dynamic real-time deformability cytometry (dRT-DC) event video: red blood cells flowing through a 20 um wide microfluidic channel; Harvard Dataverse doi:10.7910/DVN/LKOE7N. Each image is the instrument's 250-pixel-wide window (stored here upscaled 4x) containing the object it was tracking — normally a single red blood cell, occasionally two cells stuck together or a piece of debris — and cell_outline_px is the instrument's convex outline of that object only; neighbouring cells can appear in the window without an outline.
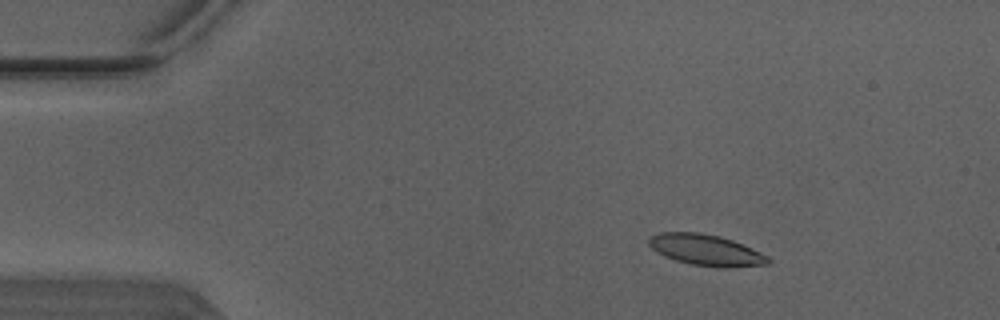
{"species": "Egyptian fruit bat (a non-hibernating species)", "species_latin": "Rousettus aegyptiacus", "temperature_condition": "warm", "stored_images_in_passage": 4, "camera_frame_rate_fps": 3000, "um_per_image_px": 0.085, "animal": {"sex": "male"}, "frame": {"image": 1, "passage_image": 2, "time_ms": 0.333, "image_size_px": [1000, 320], "cell_outline_px": [[772, 260], [768, 264], [728, 268], [720, 268], [692, 264], [676, 260], [664, 256], [656, 252], [648, 244], [648, 236], [660, 232], [700, 232], [720, 236], [732, 240], [752, 248], [768, 256]], "centroid_in_image_um": [60.0, 21.25], "position_along_channel_um": 25.0, "area_um2": 21.79}}
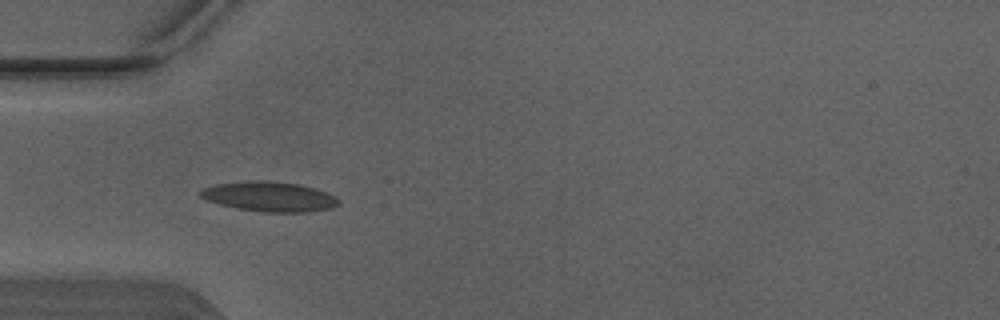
{"frame": {"image": 2, "passage_image": 4, "time_ms": 1.0, "image_size_px": [1000, 320], "cell_outline_px": [[340, 204], [332, 208], [304, 212], [264, 212], [236, 208], [220, 204], [208, 200], [200, 196], [200, 192], [204, 188], [216, 184], [252, 180], [264, 180], [300, 184], [316, 188], [328, 192], [336, 196], [340, 200]], "centroid_in_image_um": [22.96, 16.7], "position_along_channel_um": 62.0, "area_um2": 24.1}}